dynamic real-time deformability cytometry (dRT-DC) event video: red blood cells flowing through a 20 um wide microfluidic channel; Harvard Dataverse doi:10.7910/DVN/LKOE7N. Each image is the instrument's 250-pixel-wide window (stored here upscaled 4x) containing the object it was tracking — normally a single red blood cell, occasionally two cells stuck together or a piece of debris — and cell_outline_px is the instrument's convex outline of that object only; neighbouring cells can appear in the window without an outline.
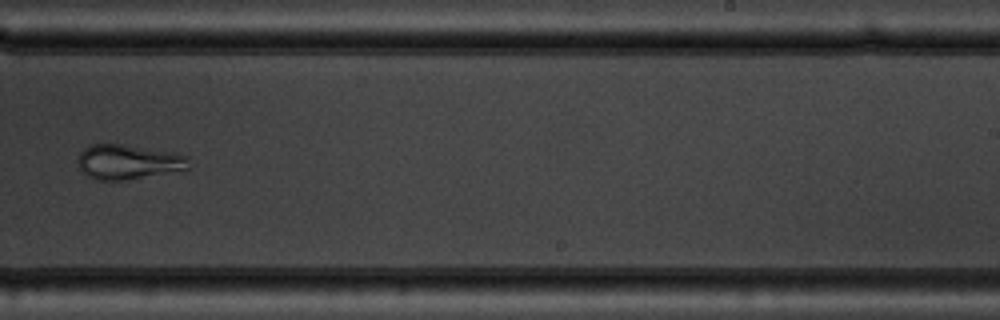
{"species": "common noctule bat (a hibernating species)", "species_latin": "Nyctalus noctula", "temperature_condition": "warm", "stored_images_in_passage": 14, "camera_frame_rate_fps": 3000, "um_per_image_px": 0.085, "animal": {"sex": "male", "body_mass_g": 19.5, "forearm_length_mm": 54.6}, "frame": {"image": 1, "passage_image": 10, "time_ms": 11.333, "image_size_px": [1000, 320], "cell_outline_px": [[188, 172], [124, 180], [96, 180], [88, 176], [80, 168], [80, 152], [84, 148], [92, 144], [124, 144], [172, 152], [188, 156]], "centroid_in_image_um": [11.01, 13.79], "position_along_channel_um": 278.0, "area_um2": 22.83}}
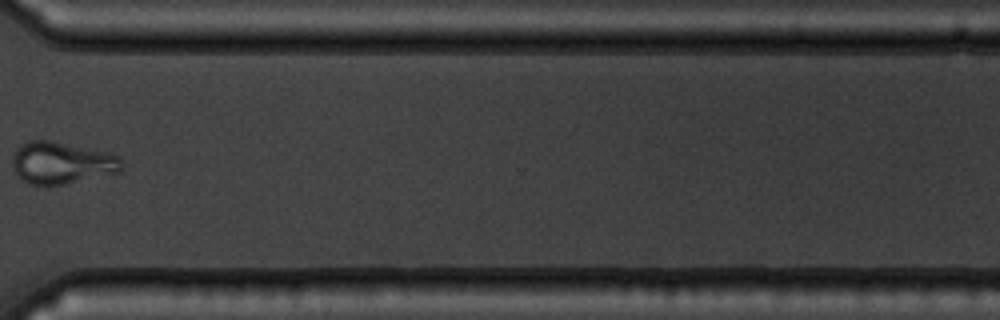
{"frame": {"image": 2, "passage_image": 12, "time_ms": 13.667, "image_size_px": [1000, 320], "cell_outline_px": [[120, 172], [64, 184], [28, 184], [16, 172], [12, 164], [12, 152], [20, 144], [28, 140], [48, 140], [108, 152], [120, 156]], "centroid_in_image_um": [5.21, 13.82], "position_along_channel_um": 365.4, "area_um2": 26.53}}